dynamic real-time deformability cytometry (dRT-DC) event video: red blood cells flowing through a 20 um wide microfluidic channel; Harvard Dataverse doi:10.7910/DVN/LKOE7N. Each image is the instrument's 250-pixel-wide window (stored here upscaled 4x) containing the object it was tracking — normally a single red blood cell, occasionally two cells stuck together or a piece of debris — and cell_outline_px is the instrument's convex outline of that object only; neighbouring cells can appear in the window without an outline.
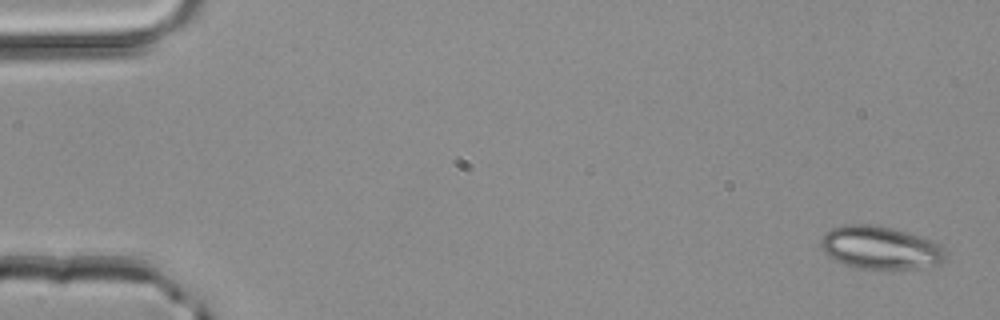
{"species": "common noctule bat (a hibernating species)", "species_latin": "Nyctalus noctula", "temperature_condition": "room temperature", "stored_images_in_passage": 4, "camera_frame_rate_fps": 3000, "um_per_image_px": 0.085, "animal": {"sex": "male", "body_mass_g": 20.4}, "frame": {"image": 1, "passage_image": 1, "time_ms": 0.0, "image_size_px": [1000, 320], "cell_outline_px": [[944, 260], [940, 264], [916, 268], [856, 268], [844, 264], [828, 256], [824, 252], [820, 244], [820, 240], [832, 228], [844, 224], [868, 224], [892, 228], [940, 244], [944, 248]], "centroid_in_image_um": [74.79, 21.05], "position_along_channel_um": 10.2, "area_um2": 30.63}}